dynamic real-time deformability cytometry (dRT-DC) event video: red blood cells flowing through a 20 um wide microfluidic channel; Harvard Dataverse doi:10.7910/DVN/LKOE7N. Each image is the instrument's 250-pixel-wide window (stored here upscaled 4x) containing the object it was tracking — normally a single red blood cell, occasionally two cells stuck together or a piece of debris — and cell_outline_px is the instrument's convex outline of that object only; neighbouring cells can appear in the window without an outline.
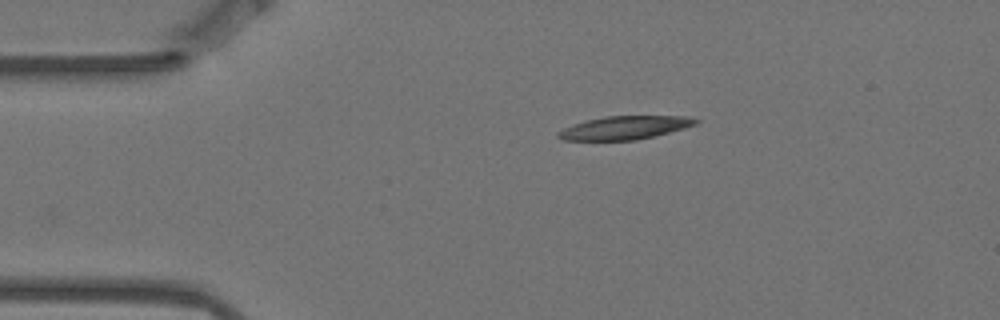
{"species": "Egyptian fruit bat (a non-hibernating species)", "species_latin": "Rousettus aegyptiacus", "temperature_condition": "warm", "stored_images_in_passage": 3, "camera_frame_rate_fps": 3000, "um_per_image_px": 0.085, "animal": {"sex": "female"}, "frame": {"image": 1, "passage_image": 1, "time_ms": 0.0, "image_size_px": [1000, 320], "cell_outline_px": [[700, 120], [696, 124], [684, 128], [652, 136], [632, 140], [564, 140], [556, 136], [556, 132], [564, 128], [588, 120], [604, 116], [688, 116]], "centroid_in_image_um": [53.09, 10.85], "position_along_channel_um": 31.9, "area_um2": 18.38}}
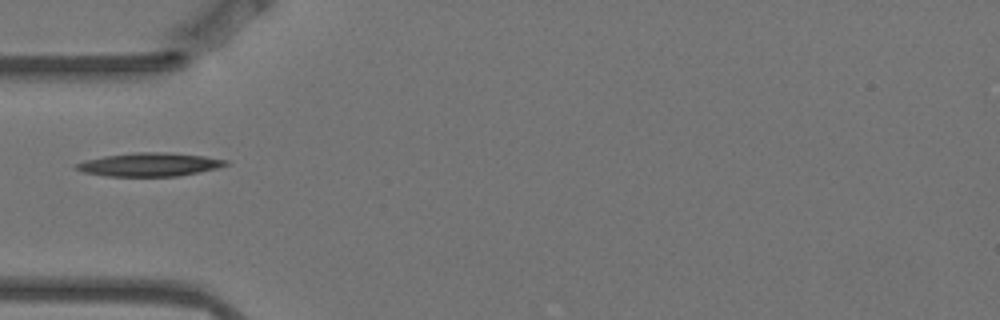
{"frame": {"image": 2, "passage_image": 3, "time_ms": 0.667, "image_size_px": [1000, 320], "cell_outline_px": [[228, 164], [216, 168], [200, 172], [176, 176], [108, 176], [84, 172], [72, 168], [76, 164], [84, 160], [104, 156], [132, 152], [164, 152], [204, 156], [228, 160]], "centroid_in_image_um": [12.67, 13.98], "position_along_channel_um": 72.3, "area_um2": 20.4}}